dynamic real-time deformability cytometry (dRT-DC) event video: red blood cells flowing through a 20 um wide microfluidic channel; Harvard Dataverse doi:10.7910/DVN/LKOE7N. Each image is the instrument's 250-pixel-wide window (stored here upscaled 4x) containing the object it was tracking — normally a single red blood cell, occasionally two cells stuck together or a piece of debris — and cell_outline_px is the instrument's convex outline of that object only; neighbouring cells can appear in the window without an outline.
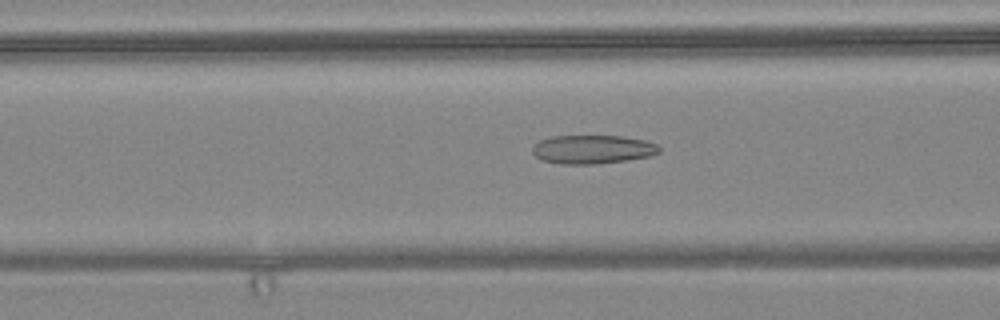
{"species": "common noctule bat (a hibernating species)", "species_latin": "Nyctalus noctula", "temperature_condition": "warm", "stored_images_in_passage": 45, "camera_frame_rate_fps": 3000, "um_per_image_px": 0.085, "animal": {"sex": "female", "body_mass_g": 24.6, "forearm_length_mm": 56.2}, "frame": {"image": 1, "passage_image": 22, "time_ms": 7.0, "image_size_px": [1000, 320], "cell_outline_px": [[660, 152], [652, 156], [628, 160], [596, 164], [560, 164], [544, 160], [536, 156], [532, 152], [532, 148], [540, 140], [552, 136], [620, 136], [644, 140], [656, 144], [660, 148]], "centroid_in_image_um": [50.39, 12.7], "position_along_channel_um": 116.2, "area_um2": 21.15}}
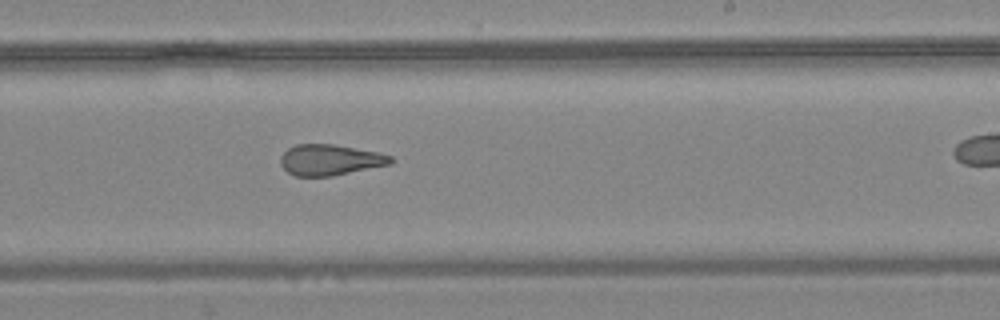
{"frame": {"image": 2, "passage_image": 34, "time_ms": 11.0, "image_size_px": [1000, 320], "cell_outline_px": [[392, 164], [332, 176], [296, 176], [288, 172], [280, 164], [280, 156], [288, 148], [296, 144], [332, 144], [380, 152], [392, 156]], "centroid_in_image_um": [28.06, 13.59], "position_along_channel_um": 260.9, "area_um2": 19.88}}
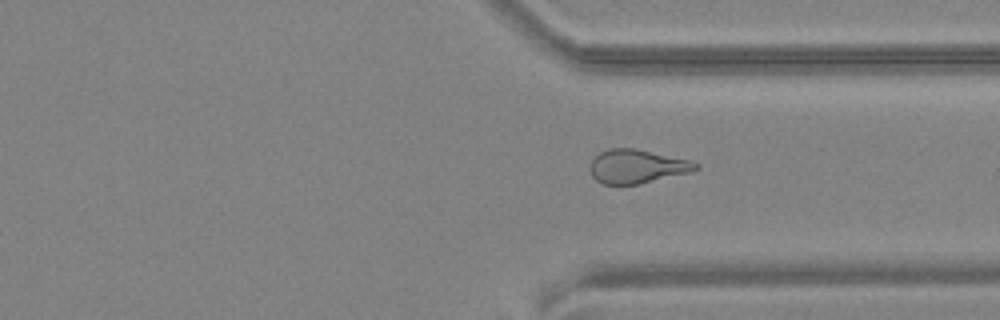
{"frame": {"image": 3, "passage_image": 42, "time_ms": 13.667, "image_size_px": [1000, 320], "cell_outline_px": [[700, 168], [692, 172], [636, 184], [604, 184], [596, 180], [592, 176], [588, 168], [592, 160], [600, 152], [608, 148], [636, 148], [688, 160], [700, 164]], "centroid_in_image_um": [54.13, 14.14], "position_along_channel_um": 357.3, "area_um2": 20.75}}